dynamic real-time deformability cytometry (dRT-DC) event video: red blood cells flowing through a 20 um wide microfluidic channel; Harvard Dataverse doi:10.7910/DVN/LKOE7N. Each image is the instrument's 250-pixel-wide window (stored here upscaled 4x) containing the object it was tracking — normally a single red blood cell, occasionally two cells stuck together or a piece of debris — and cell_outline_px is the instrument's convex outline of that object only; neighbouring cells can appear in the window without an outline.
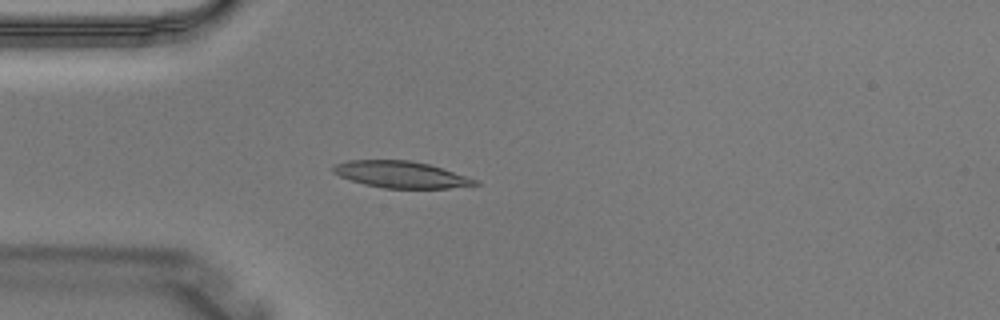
{"species": "Egyptian fruit bat (a non-hibernating species)", "species_latin": "Rousettus aegyptiacus", "temperature_condition": "warm", "stored_images_in_passage": 2, "camera_frame_rate_fps": 3000, "um_per_image_px": 0.085, "animal": {"sex": "male"}, "frame": {"image": 1, "passage_image": 2, "time_ms": 0.333, "image_size_px": [1000, 320], "cell_outline_px": [[480, 184], [448, 188], [384, 188], [364, 184], [340, 176], [332, 172], [332, 168], [336, 164], [348, 160], [408, 160], [428, 164], [480, 180]], "centroid_in_image_um": [34.09, 14.83], "position_along_channel_um": 50.9, "area_um2": 21.85}}